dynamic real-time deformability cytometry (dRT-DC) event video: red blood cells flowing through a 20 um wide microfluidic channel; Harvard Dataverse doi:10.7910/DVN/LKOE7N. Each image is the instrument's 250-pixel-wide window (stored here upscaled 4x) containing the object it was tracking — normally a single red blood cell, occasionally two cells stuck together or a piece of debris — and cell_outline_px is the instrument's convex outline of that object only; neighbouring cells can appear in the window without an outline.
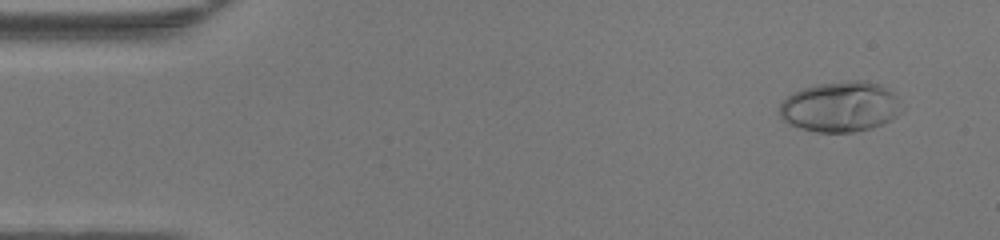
{"species": "human", "species_latin": "Homo sapiens", "temperature_condition": "warm", "stored_images_in_passage": 48, "camera_frame_rate_fps": 3000, "um_per_image_px": 0.085, "donor": {"sex": "female"}, "frame": {"image": 1, "passage_image": 4, "time_ms": 1.0, "image_size_px": [1000, 240], "cell_outline_px": [[904, 108], [896, 116], [872, 128], [856, 132], [816, 132], [788, 124], [780, 116], [780, 104], [788, 96], [804, 88], [820, 84], [856, 80], [864, 80], [880, 84], [888, 88], [900, 100]], "centroid_in_image_um": [71.47, 9.08], "position_along_channel_um": 13.5, "area_um2": 35.72}}
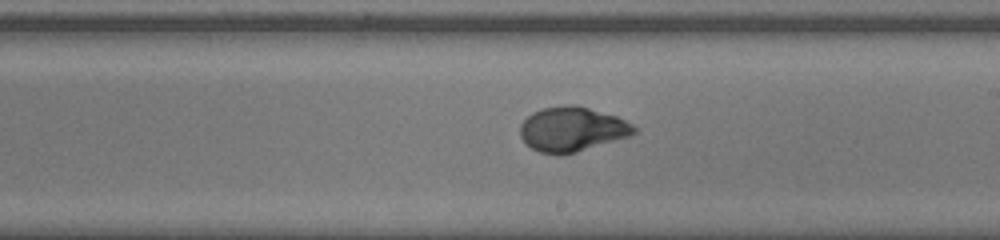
{"frame": {"image": 2, "passage_image": 28, "time_ms": 9.0, "image_size_px": [1000, 240], "cell_outline_px": [[636, 132], [628, 136], [576, 152], [540, 152], [532, 148], [520, 136], [520, 124], [532, 112], [540, 108], [564, 104], [576, 104], [616, 116], [632, 124], [636, 128]], "centroid_in_image_um": [48.61, 10.93], "position_along_channel_um": 240.4, "area_um2": 29.07}}
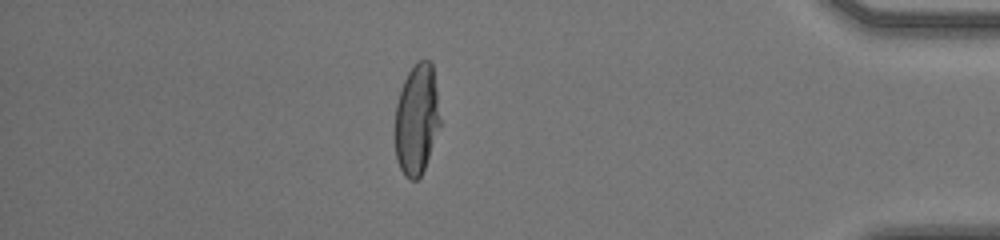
{"frame": {"image": 3, "passage_image": 42, "time_ms": 13.667, "image_size_px": [1000, 240], "cell_outline_px": [[440, 124], [424, 168], [420, 176], [416, 180], [408, 180], [404, 176], [396, 160], [396, 104], [404, 80], [408, 72], [420, 60], [432, 60], [440, 120]], "centroid_in_image_um": [35.41, 10.16], "position_along_channel_um": 399.8, "area_um2": 28.61}, "authors_computed_cell_mechanics": {"area_um2": 29.9115, "velocity_mm_per_s": 4.3224, "shape_relaxation_time_tau1_ms": 4.8171, "shape_relaxation_time_tau2_ms": null, "deformation_change_tau1": 0.251, "deformation_change_tau2": null}}